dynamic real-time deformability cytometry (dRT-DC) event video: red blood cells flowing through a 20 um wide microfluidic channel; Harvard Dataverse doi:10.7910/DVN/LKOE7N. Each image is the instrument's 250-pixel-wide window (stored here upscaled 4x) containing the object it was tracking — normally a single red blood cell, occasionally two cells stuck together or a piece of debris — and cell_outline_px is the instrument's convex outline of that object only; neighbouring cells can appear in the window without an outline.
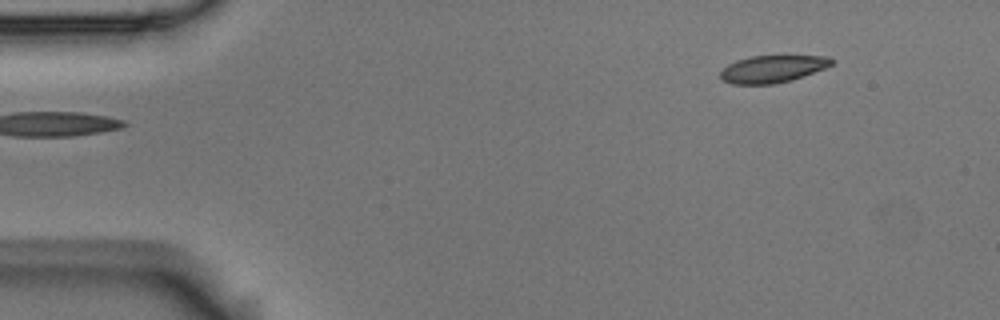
{"species": "Egyptian fruit bat (a non-hibernating species)", "species_latin": "Rousettus aegyptiacus", "temperature_condition": "room temperature", "stored_images_in_passage": 3, "segment_of_instrument_passage": [2, 2], "camera_frame_rate_fps": 3000, "um_per_image_px": 0.085, "animal": {"sex": "male"}, "frame": {"image": 1, "passage_image": 3, "time_ms": 0.667, "image_size_px": [1000, 320], "cell_outline_px": [[836, 60], [832, 64], [824, 68], [804, 76], [792, 80], [772, 84], [732, 84], [724, 80], [720, 76], [720, 72], [728, 64], [736, 60], [752, 56], [832, 56]], "centroid_in_image_um": [65.69, 5.85], "position_along_channel_um": 19.3, "area_um2": 17.63}}